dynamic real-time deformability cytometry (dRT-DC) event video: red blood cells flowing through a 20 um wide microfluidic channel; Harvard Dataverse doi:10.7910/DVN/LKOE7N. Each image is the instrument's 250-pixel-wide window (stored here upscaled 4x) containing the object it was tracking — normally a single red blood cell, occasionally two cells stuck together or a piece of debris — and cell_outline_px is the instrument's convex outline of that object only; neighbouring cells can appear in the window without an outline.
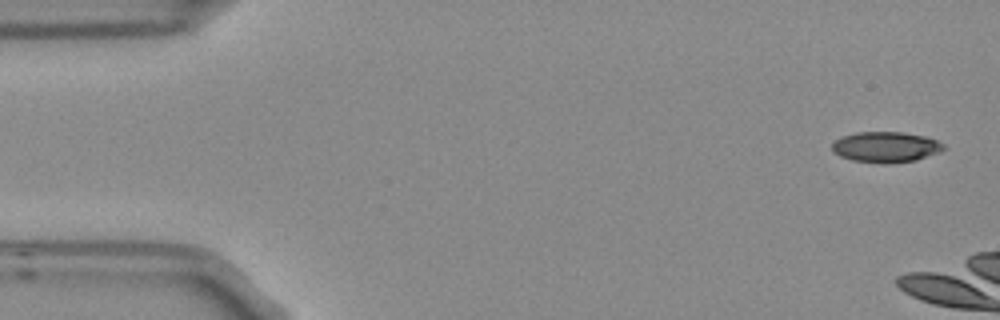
{"species": "Egyptian fruit bat (a non-hibernating species)", "species_latin": "Rousettus aegyptiacus", "temperature_condition": "room temperature", "stored_images_in_passage": 3, "camera_frame_rate_fps": 3000, "um_per_image_px": 0.085, "frame": {"image": 1, "passage_image": 1, "time_ms": 0.0, "image_size_px": [1000, 320], "cell_outline_px": [[948, 148], [940, 152], [916, 160], [892, 164], [884, 164], [852, 160], [840, 156], [832, 148], [832, 144], [836, 140], [844, 136], [856, 132], [904, 132], [924, 136], [936, 140], [944, 144]], "centroid_in_image_um": [75.35, 12.5], "position_along_channel_um": 9.7, "area_um2": 20.0}}